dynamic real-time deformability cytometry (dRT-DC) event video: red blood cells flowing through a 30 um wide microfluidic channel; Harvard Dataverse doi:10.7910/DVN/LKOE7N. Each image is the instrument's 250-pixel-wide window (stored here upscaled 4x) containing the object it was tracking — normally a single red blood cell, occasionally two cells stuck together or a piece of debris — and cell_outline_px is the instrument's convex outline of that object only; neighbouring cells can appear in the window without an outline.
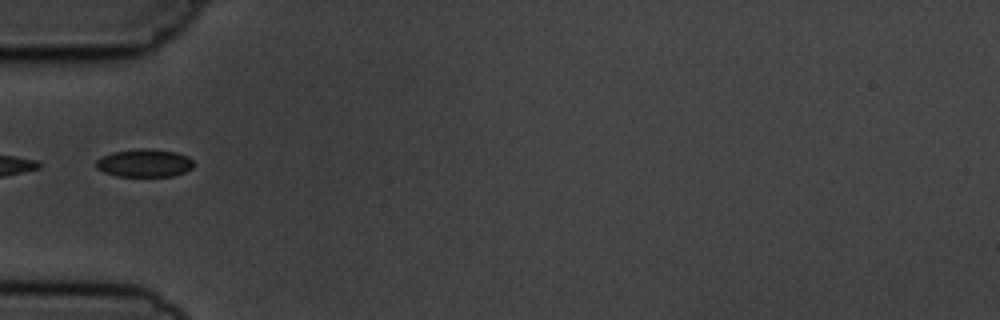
{"species": "common noctule bat (a hibernating species)", "species_latin": "Nyctalus noctula", "temperature_condition": "cold", "stored_images_in_passage": 8, "segment_of_instrument_passage": [2, 2], "camera_frame_rate_fps": 3000, "um_per_image_px": 0.085, "animal": {"sex": "male", "body_mass_g": 19.5, "forearm_length_mm": 54.6}, "frame": {"image": 1, "passage_image": 5, "time_ms": 4.667, "image_size_px": [1000, 320], "cell_outline_px": [[196, 164], [192, 168], [184, 172], [172, 176], [116, 176], [104, 172], [96, 168], [96, 160], [112, 152], [140, 148], [148, 148], [176, 152], [188, 156]], "centroid_in_image_um": [12.3, 13.85], "position_along_channel_um": 72.7, "area_um2": 15.95}}
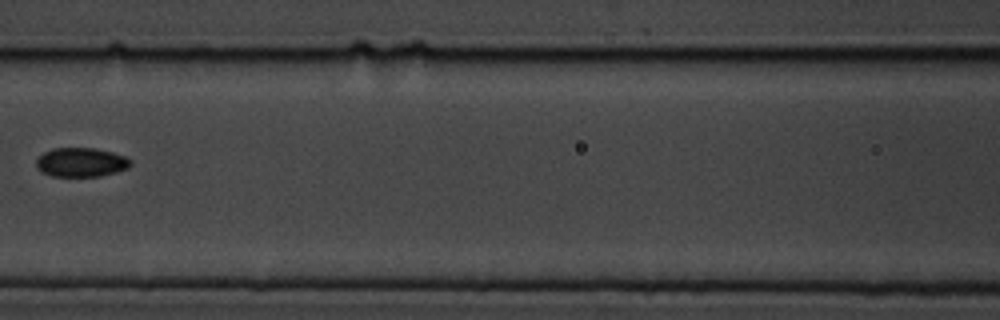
{"frame": {"image": 2, "passage_image": 7, "time_ms": 7.0, "image_size_px": [1000, 320], "cell_outline_px": [[132, 164], [128, 168], [116, 172], [100, 176], [52, 176], [40, 172], [36, 168], [36, 160], [44, 152], [52, 148], [96, 148], [112, 152], [124, 156], [132, 160]], "centroid_in_image_um": [6.88, 13.79], "position_along_channel_um": 159.7, "area_um2": 16.13}}
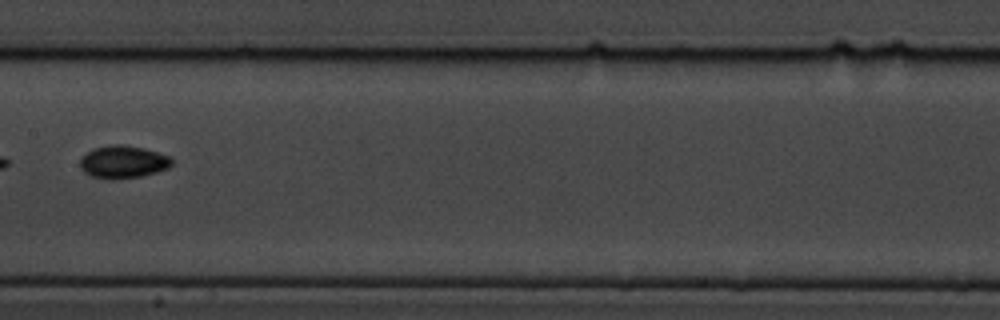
{"frame": {"image": 3, "passage_image": 8, "time_ms": 8.0, "image_size_px": [1000, 320], "cell_outline_px": [[172, 164], [168, 168], [156, 172], [140, 176], [112, 180], [92, 176], [84, 172], [80, 168], [80, 160], [92, 148], [112, 144], [120, 144], [144, 148], [168, 156], [172, 160]], "centroid_in_image_um": [10.44, 13.76], "position_along_channel_um": 197.0, "area_um2": 17.34}}